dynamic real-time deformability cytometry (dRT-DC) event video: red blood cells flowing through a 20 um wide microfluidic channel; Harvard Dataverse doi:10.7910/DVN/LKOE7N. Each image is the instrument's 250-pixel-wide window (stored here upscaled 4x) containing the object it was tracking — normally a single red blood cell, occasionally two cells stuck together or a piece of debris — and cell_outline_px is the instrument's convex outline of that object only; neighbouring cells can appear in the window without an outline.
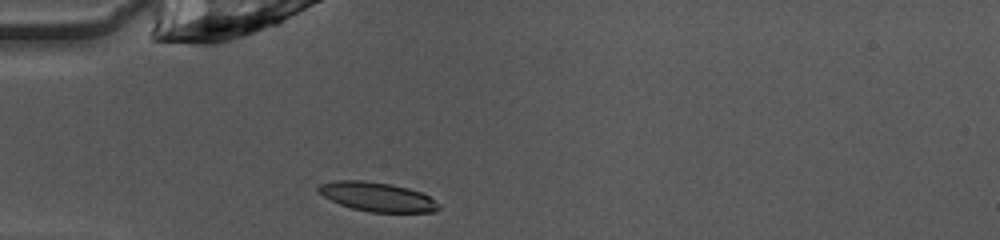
{"species": "common noctule bat (a hibernating species)", "species_latin": "Nyctalus noctula", "temperature_condition": "warm", "stored_images_in_passage": 36, "camera_frame_rate_fps": 3000, "um_per_image_px": 0.085, "animal": {"sex": "female", "body_mass_g": 10.0, "forearm_length_mm": 53.1}, "frame": {"image": 1, "passage_image": 1, "time_ms": 0.0, "image_size_px": [1000, 240], "cell_outline_px": [[440, 208], [432, 212], [372, 212], [352, 208], [340, 204], [324, 196], [316, 188], [320, 184], [336, 180], [364, 180], [388, 184], [408, 188], [420, 192], [428, 196], [440, 204]], "centroid_in_image_um": [32.07, 16.73], "position_along_channel_um": 52.9, "area_um2": 20.17}}
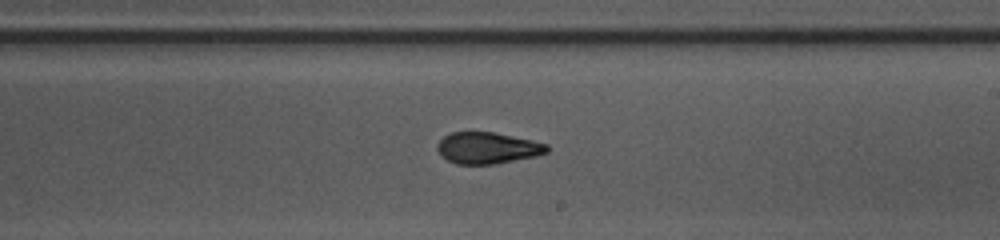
{"frame": {"image": 2, "passage_image": 16, "time_ms": 5.0, "image_size_px": [1000, 240], "cell_outline_px": [[548, 152], [536, 156], [496, 164], [456, 164], [440, 156], [436, 148], [436, 144], [444, 136], [452, 132], [492, 132], [532, 140], [548, 144]], "centroid_in_image_um": [41.42, 12.58], "position_along_channel_um": 247.6, "area_um2": 20.17}}
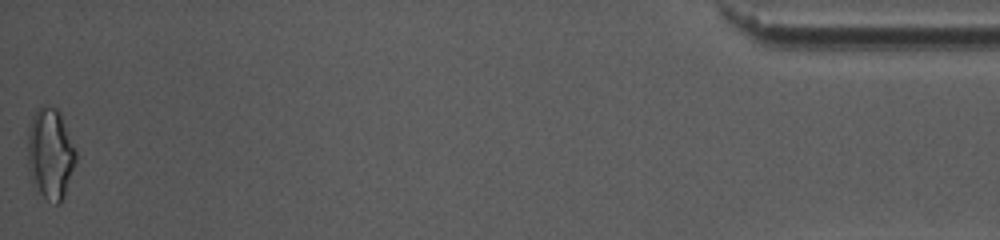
{"frame": {"image": 3, "passage_image": 36, "time_ms": 11.667, "image_size_px": [1000, 240], "cell_outline_px": [[76, 160], [64, 196], [60, 204], [56, 204], [48, 200], [32, 184], [28, 168], [28, 132], [32, 116], [36, 108], [44, 104], [48, 104], [56, 108], [60, 112], [76, 152]], "centroid_in_image_um": [4.26, 13.03], "position_along_channel_um": 430.9, "area_um2": 25.55}, "authors_computed_cell_mechanics": {"area_um2": 20.4901, "velocity_mm_per_s": 4.0663, "shape_relaxation_time_tau1_ms": 9.6254, "shape_relaxation_time_tau2_ms": 1.596, "deformation_change_tau1": 0.2475, "deformation_change_tau2": 0.0857}}